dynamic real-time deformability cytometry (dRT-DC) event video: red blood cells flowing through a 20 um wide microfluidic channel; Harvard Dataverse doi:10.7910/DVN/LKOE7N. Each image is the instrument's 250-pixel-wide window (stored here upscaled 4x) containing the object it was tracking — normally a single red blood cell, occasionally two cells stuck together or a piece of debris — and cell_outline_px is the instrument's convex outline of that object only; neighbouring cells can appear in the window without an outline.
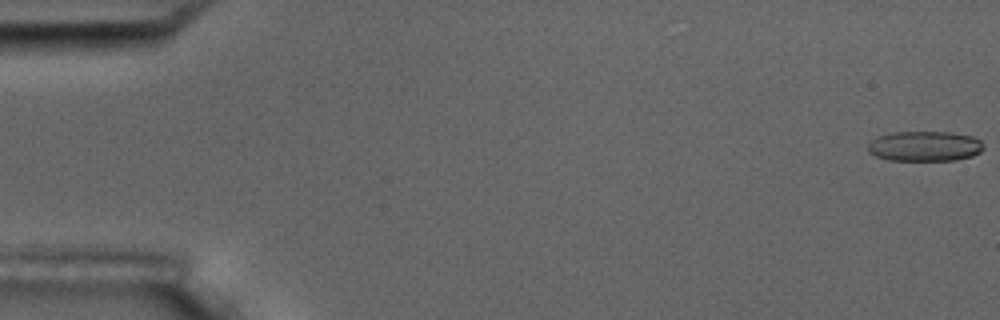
{"species": "common noctule bat (a hibernating species)", "species_latin": "Nyctalus noctula", "temperature_condition": "room temperature", "stored_images_in_passage": 5, "camera_frame_rate_fps": 3000, "um_per_image_px": 0.085, "animal": {"sex": "male", "body_mass_g": 17.5, "forearm_length_mm": 52.3}, "frame": {"image": 1, "passage_image": 1, "time_ms": 0.0, "image_size_px": [1000, 320], "cell_outline_px": [[984, 148], [980, 152], [972, 156], [956, 160], [888, 160], [876, 156], [868, 152], [868, 144], [876, 136], [888, 132], [952, 132], [972, 136], [980, 140], [984, 144]], "centroid_in_image_um": [78.59, 12.42], "position_along_channel_um": 6.4, "area_um2": 20.52}}
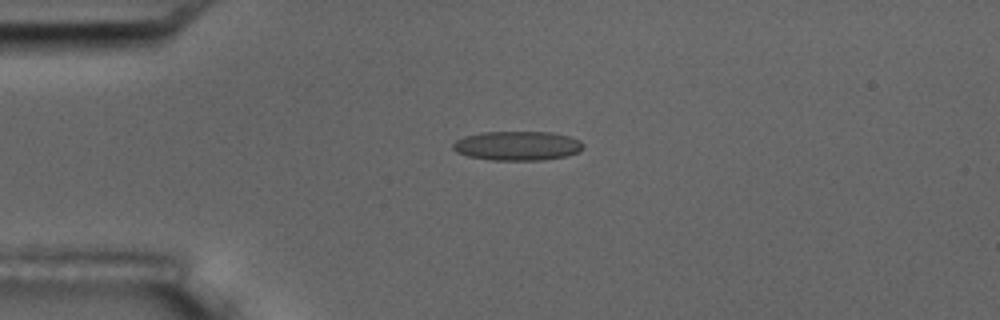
{"frame": {"image": 2, "passage_image": 4, "time_ms": 4.333, "image_size_px": [1000, 320], "cell_outline_px": [[584, 144], [580, 152], [568, 156], [544, 160], [492, 160], [468, 156], [456, 152], [452, 148], [452, 144], [456, 140], [464, 136], [480, 132], [552, 132], [568, 136], [580, 140]], "centroid_in_image_um": [43.98, 12.39], "position_along_channel_um": 41.0, "area_um2": 22.43}}